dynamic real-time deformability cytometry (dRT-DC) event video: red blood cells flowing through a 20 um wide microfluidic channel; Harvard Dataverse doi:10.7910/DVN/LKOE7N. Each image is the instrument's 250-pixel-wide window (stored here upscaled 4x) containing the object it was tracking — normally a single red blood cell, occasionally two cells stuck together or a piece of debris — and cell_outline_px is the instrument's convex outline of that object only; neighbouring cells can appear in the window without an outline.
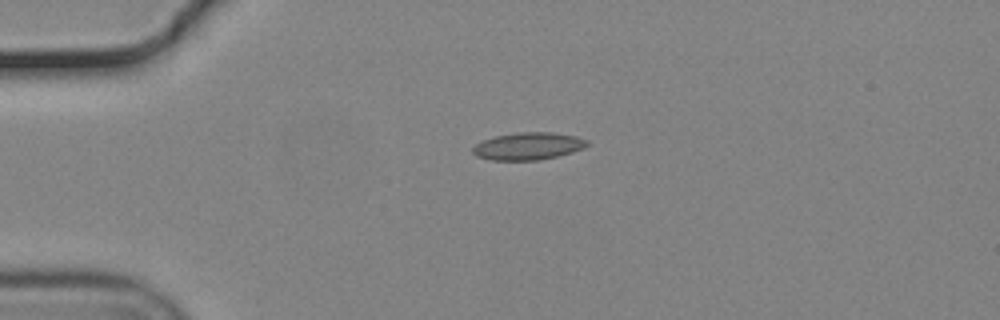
{"species": "common noctule bat (a hibernating species)", "species_latin": "Nyctalus noctula", "temperature_condition": "cold", "stored_images_in_passage": 2, "camera_frame_rate_fps": 3000, "um_per_image_px": 0.085, "animal": {"sex": "male", "body_mass_g": 19.2, "forearm_length_mm": 51.8}, "frame": {"image": 1, "passage_image": 1, "time_ms": 0.0, "image_size_px": [1000, 320], "cell_outline_px": [[588, 144], [584, 148], [572, 152], [540, 160], [492, 160], [476, 156], [472, 152], [472, 148], [476, 144], [484, 140], [496, 136], [516, 132], [552, 132], [576, 136], [588, 140]], "centroid_in_image_um": [44.9, 12.42], "position_along_channel_um": 40.1, "area_um2": 18.21}}